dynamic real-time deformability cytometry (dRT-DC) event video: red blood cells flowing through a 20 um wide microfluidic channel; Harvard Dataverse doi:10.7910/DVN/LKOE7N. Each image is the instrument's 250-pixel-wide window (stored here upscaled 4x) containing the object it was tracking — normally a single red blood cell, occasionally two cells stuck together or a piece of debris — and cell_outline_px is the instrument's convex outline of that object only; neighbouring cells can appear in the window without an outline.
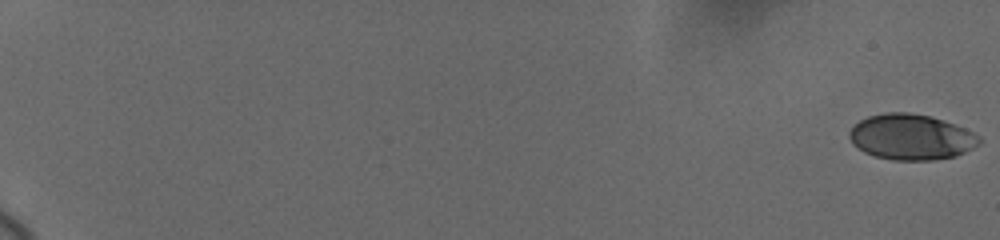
{"species": "human", "species_latin": "Homo sapiens", "temperature_condition": "cold", "stored_images_in_passage": 39, "camera_frame_rate_fps": 3000, "um_per_image_px": 0.085, "donor": {"sex": "female"}, "frame": {"image": 1, "passage_image": 1, "time_ms": 0.0, "image_size_px": [1000, 240], "cell_outline_px": [[980, 144], [956, 156], [936, 160], [892, 160], [876, 156], [864, 152], [856, 148], [852, 144], [848, 136], [848, 132], [860, 120], [868, 116], [884, 112], [908, 112], [928, 116], [964, 128], [980, 136]], "centroid_in_image_um": [77.41, 11.66], "position_along_channel_um": 7.6, "area_um2": 34.45}}
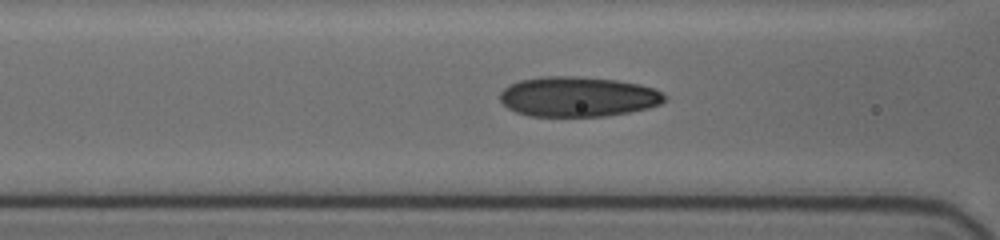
{"frame": {"image": 2, "passage_image": 21, "time_ms": 9.333, "image_size_px": [1000, 240], "cell_outline_px": [[668, 96], [660, 104], [648, 108], [628, 112], [604, 116], [528, 116], [516, 112], [508, 108], [500, 100], [500, 92], [504, 88], [520, 80], [544, 76], [576, 76], [616, 80], [640, 84], [652, 88]], "centroid_in_image_um": [49.11, 8.22], "position_along_channel_um": 117.5, "area_um2": 38.32}}
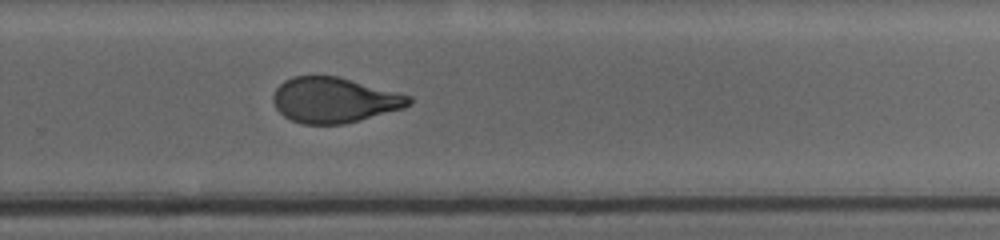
{"frame": {"image": 3, "passage_image": 39, "time_ms": 14.333, "image_size_px": [1000, 240], "cell_outline_px": [[412, 104], [404, 108], [360, 120], [344, 124], [304, 124], [292, 120], [284, 116], [276, 108], [272, 100], [272, 96], [276, 88], [284, 80], [292, 76], [336, 76], [412, 96]], "centroid_in_image_um": [28.4, 8.51], "position_along_channel_um": 301.4, "area_um2": 35.78}}